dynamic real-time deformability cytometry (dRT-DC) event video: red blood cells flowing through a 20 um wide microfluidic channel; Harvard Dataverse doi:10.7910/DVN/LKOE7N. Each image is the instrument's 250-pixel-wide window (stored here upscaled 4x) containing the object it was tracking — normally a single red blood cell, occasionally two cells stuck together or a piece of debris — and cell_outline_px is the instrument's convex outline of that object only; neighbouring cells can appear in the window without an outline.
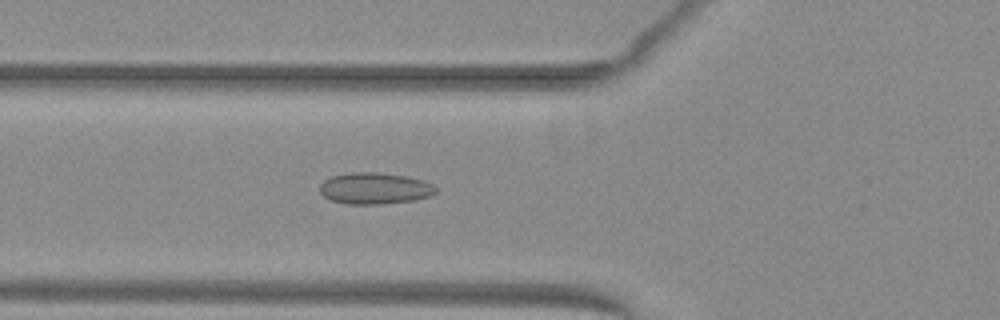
{"species": "common noctule bat (a hibernating species)", "species_latin": "Nyctalus noctula", "temperature_condition": "warm", "stored_images_in_passage": 51, "camera_frame_rate_fps": 3000, "um_per_image_px": 0.085, "animal": {"sex": "female", "body_mass_g": 29.2, "forearm_length_mm": 56.3}, "frame": {"image": 1, "passage_image": 19, "time_ms": 6.0, "image_size_px": [1000, 320], "cell_outline_px": [[436, 192], [428, 196], [412, 200], [384, 204], [348, 204], [332, 200], [324, 196], [320, 192], [320, 184], [324, 180], [332, 176], [352, 172], [376, 172], [404, 176], [424, 180], [432, 184], [436, 188]], "centroid_in_image_um": [31.83, 16.01], "position_along_channel_um": 94.0, "area_um2": 21.1}}
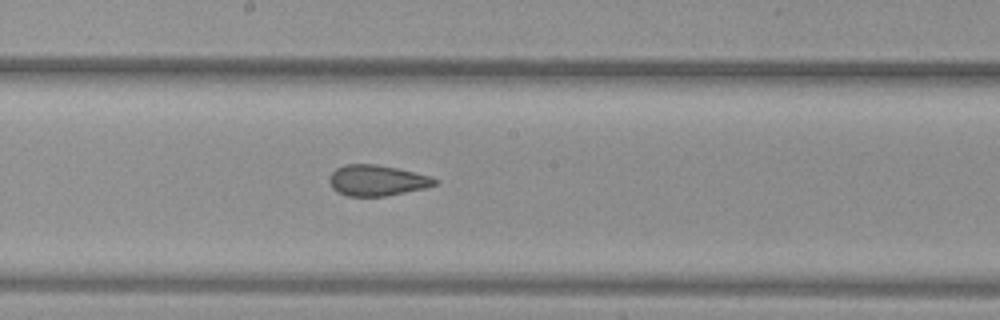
{"frame": {"image": 2, "passage_image": 28, "time_ms": 9.0, "image_size_px": [1000, 320], "cell_outline_px": [[436, 184], [424, 188], [384, 196], [348, 196], [336, 192], [332, 188], [328, 180], [332, 172], [336, 168], [344, 164], [376, 164], [396, 168], [432, 176], [436, 180]], "centroid_in_image_um": [31.99, 15.33], "position_along_channel_um": 216.2, "area_um2": 18.84}}
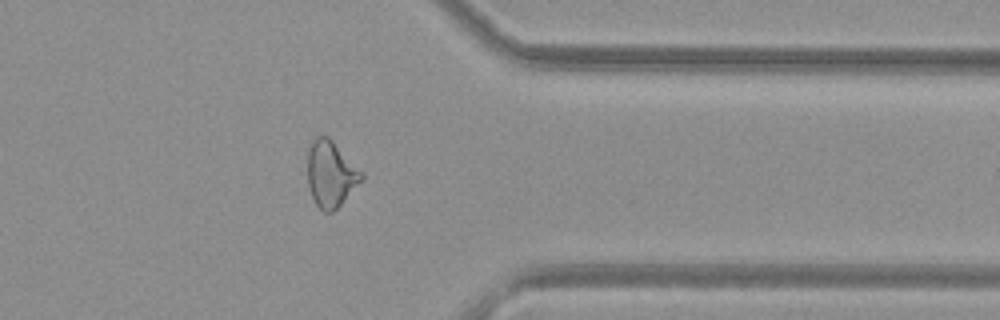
{"frame": {"image": 3, "passage_image": 41, "time_ms": 13.333, "image_size_px": [1000, 320], "cell_outline_px": [[364, 180], [332, 212], [324, 212], [316, 204], [308, 188], [308, 152], [312, 140], [316, 136], [328, 136], [364, 172]], "centroid_in_image_um": [28.14, 14.78], "position_along_channel_um": 383.3, "area_um2": 20.87}, "authors_computed_cell_mechanics": {"area_um2": 21.097, "velocity_mm_per_s": 4.059, "shape_relaxation_time_tau1_ms": null, "shape_relaxation_time_tau2_ms": 1.3227, "deformation_change_tau1": null, "deformation_change_tau2": 0.0895}}